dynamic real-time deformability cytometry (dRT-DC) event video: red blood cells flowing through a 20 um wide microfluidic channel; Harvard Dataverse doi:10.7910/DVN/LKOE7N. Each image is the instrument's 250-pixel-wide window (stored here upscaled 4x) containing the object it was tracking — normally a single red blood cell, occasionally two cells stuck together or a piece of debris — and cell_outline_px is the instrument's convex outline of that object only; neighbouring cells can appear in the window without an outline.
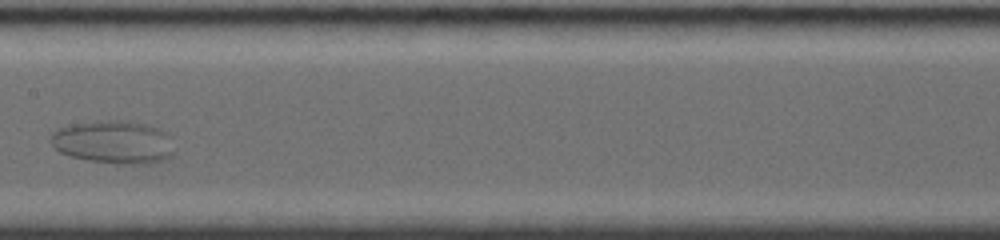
{"species": "common noctule bat (a hibernating species)", "species_latin": "Nyctalus noctula", "temperature_condition": "room temperature", "stored_images_in_passage": 25, "camera_frame_rate_fps": 4000, "um_per_image_px": 0.085, "animal": {"sex": "female", "body_mass_g": 19.0, "forearm_length_mm": 56.7}, "frame": {"image": 1, "passage_image": 11, "time_ms": 6.5, "image_size_px": [1000, 240], "cell_outline_px": [[172, 156], [164, 160], [144, 164], [128, 164], [88, 160], [68, 156], [52, 148], [48, 140], [52, 132], [60, 128], [72, 124], [96, 120], [128, 120], [144, 124], [168, 132], [172, 152]], "centroid_in_image_um": [9.59, 12.07], "position_along_channel_um": 197.8, "area_um2": 31.21}}
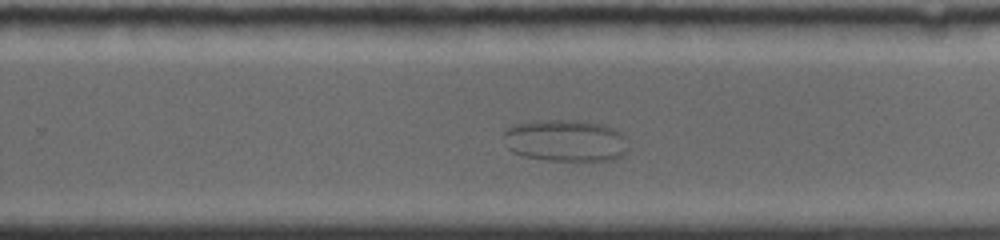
{"frame": {"image": 2, "passage_image": 15, "time_ms": 9.0, "image_size_px": [1000, 240], "cell_outline_px": [[628, 152], [624, 156], [612, 160], [544, 160], [524, 156], [512, 152], [508, 148], [504, 136], [504, 132], [508, 128], [516, 124], [532, 120], [576, 120], [604, 124], [620, 132]], "centroid_in_image_um": [48.05, 11.95], "position_along_channel_um": 281.7, "area_um2": 30.4}}